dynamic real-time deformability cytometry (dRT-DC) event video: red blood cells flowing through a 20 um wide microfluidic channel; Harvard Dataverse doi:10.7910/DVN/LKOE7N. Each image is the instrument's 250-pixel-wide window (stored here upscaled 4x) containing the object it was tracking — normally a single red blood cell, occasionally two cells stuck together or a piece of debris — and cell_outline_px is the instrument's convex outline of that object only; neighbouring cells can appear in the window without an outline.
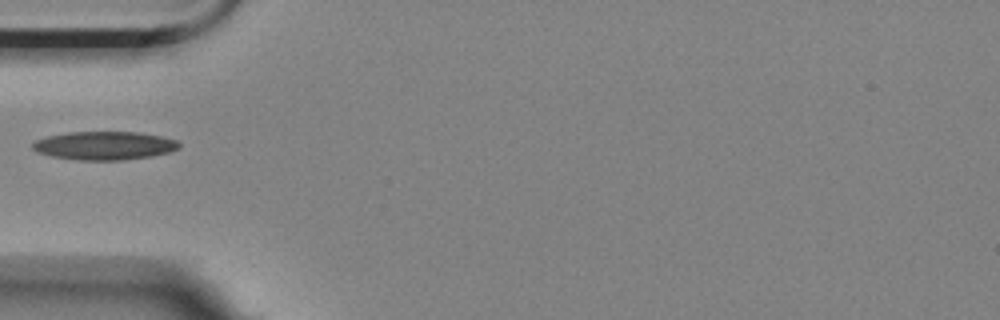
{"species": "Egyptian fruit bat (a non-hibernating species)", "species_latin": "Rousettus aegyptiacus", "temperature_condition": "room temperature", "stored_images_in_passage": 6, "camera_frame_rate_fps": 3000, "um_per_image_px": 0.085, "animal": {"sex": "female"}, "frame": {"image": 1, "passage_image": 6, "time_ms": 1.667, "image_size_px": [1000, 320], "cell_outline_px": [[180, 148], [168, 152], [148, 156], [124, 160], [80, 160], [52, 156], [36, 152], [32, 148], [32, 144], [36, 140], [48, 136], [68, 132], [136, 132], [160, 136], [176, 140], [180, 144]], "centroid_in_image_um": [8.85, 12.37], "position_along_channel_um": 76.2, "area_um2": 24.04}}